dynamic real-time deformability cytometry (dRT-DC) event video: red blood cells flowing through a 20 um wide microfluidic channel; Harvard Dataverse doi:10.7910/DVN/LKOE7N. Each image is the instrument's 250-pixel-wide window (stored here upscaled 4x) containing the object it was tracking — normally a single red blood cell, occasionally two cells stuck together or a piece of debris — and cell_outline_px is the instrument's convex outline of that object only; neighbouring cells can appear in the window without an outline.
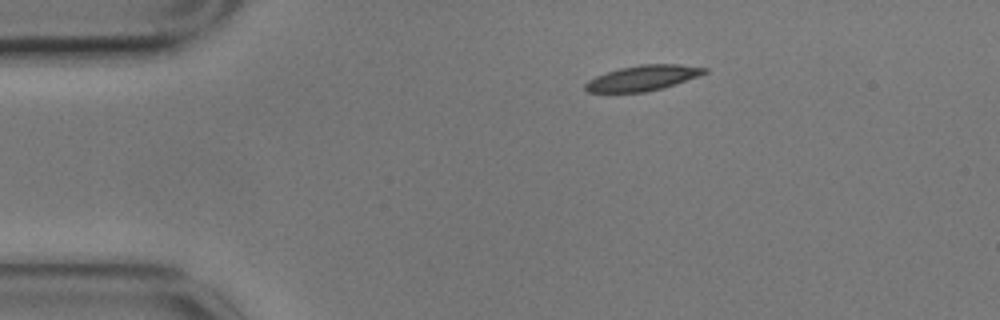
{"species": "common noctule bat (a hibernating species)", "species_latin": "Nyctalus noctula", "temperature_condition": "cold", "stored_images_in_passage": 48, "camera_frame_rate_fps": 3000, "um_per_image_px": 0.085, "animal": {"sex": "male", "body_mass_g": 17.9}, "frame": {"image": 1, "passage_image": 1, "time_ms": 0.0, "image_size_px": [1000, 320], "cell_outline_px": [[708, 72], [700, 76], [660, 88], [644, 92], [588, 92], [584, 88], [584, 84], [588, 80], [596, 76], [620, 68], [640, 64], [680, 64], [708, 68]], "centroid_in_image_um": [54.65, 6.62], "position_along_channel_um": 30.4, "area_um2": 17.46}}
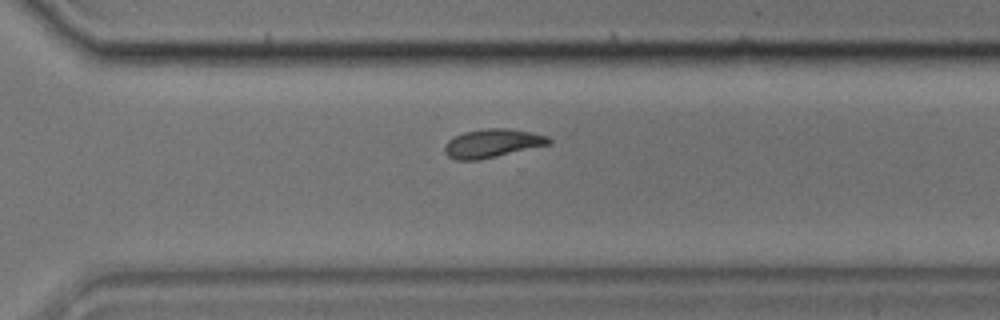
{"frame": {"image": 2, "passage_image": 31, "time_ms": 10.0, "image_size_px": [1000, 320], "cell_outline_px": [[552, 144], [480, 160], [456, 160], [448, 156], [444, 152], [444, 144], [448, 140], [464, 132], [484, 128], [508, 128], [532, 132], [548, 136], [552, 140]], "centroid_in_image_um": [41.87, 12.18], "position_along_channel_um": 328.7, "area_um2": 17.57}}
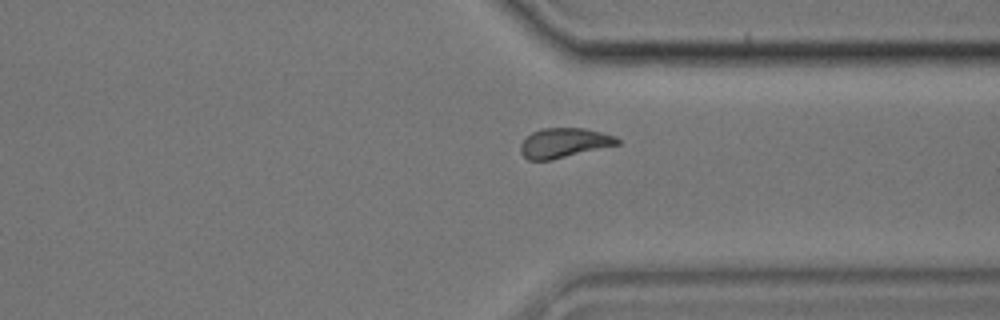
{"frame": {"image": 3, "passage_image": 34, "time_ms": 11.0, "image_size_px": [1000, 320], "cell_outline_px": [[620, 144], [552, 160], [528, 160], [520, 152], [520, 144], [532, 132], [540, 128], [584, 128], [616, 136], [620, 140]], "centroid_in_image_um": [47.94, 12.14], "position_along_channel_um": 363.5, "area_um2": 16.76}, "authors_computed_cell_mechanics": {"area_um2": 17.4267, "velocity_mm_per_s": 3.4536, "shape_relaxation_time_tau1_ms": 6.071, "shape_relaxation_time_tau2_ms": 2.9967, "deformation_change_tau1": 0.184, "deformation_change_tau2": 0.0888}}